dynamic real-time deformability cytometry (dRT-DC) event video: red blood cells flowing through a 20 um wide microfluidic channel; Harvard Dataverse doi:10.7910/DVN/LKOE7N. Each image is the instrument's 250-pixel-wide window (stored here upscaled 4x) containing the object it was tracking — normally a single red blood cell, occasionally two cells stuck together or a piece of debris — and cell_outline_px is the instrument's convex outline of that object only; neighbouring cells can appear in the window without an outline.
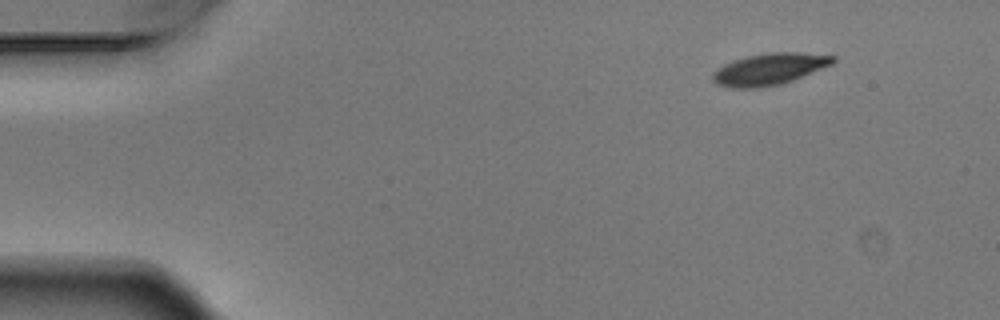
{"species": "Egyptian fruit bat (a non-hibernating species)", "species_latin": "Rousettus aegyptiacus", "temperature_condition": "warm", "stored_images_in_passage": 2, "segment_of_instrument_passage": [2, 2], "camera_frame_rate_fps": 3000, "um_per_image_px": 0.085, "animal": {"sex": "male"}, "frame": {"image": 1, "passage_image": 2, "time_ms": 0.333, "image_size_px": [1000, 320], "cell_outline_px": [[836, 60], [832, 64], [792, 80], [780, 84], [756, 88], [732, 88], [716, 84], [712, 80], [712, 72], [724, 64], [748, 56], [772, 52], [796, 52], [836, 56]], "centroid_in_image_um": [65.37, 5.88], "position_along_channel_um": 19.6, "area_um2": 21.91}}